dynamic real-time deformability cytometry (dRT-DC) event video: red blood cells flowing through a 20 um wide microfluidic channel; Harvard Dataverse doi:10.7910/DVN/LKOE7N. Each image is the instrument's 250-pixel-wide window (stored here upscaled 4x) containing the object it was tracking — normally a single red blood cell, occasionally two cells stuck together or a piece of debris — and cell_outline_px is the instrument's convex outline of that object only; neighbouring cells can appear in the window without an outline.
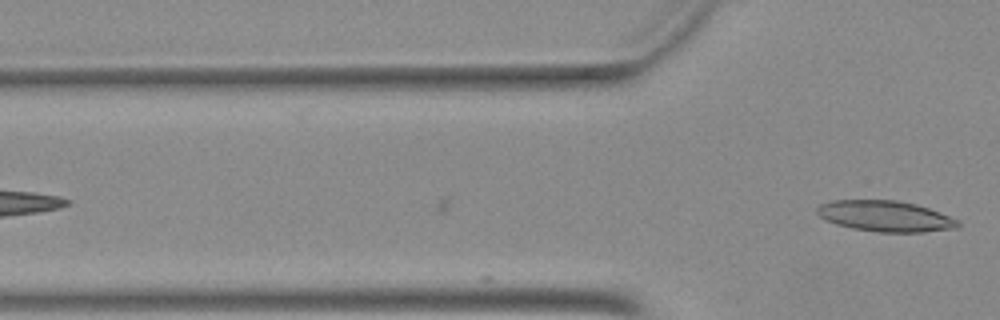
{"species": "Egyptian fruit bat (a non-hibernating species)", "species_latin": "Rousettus aegyptiacus", "temperature_condition": "warm", "stored_images_in_passage": 4, "camera_frame_rate_fps": 3000, "um_per_image_px": 0.085, "animal": {"sex": "female"}, "frame": {"image": 1, "passage_image": 4, "time_ms": 1.0, "image_size_px": [1000, 320], "cell_outline_px": [[960, 224], [956, 228], [924, 232], [880, 232], [852, 228], [836, 224], [820, 216], [816, 212], [816, 208], [820, 204], [832, 200], [896, 200], [916, 204], [928, 208], [960, 220]], "centroid_in_image_um": [75.26, 18.37], "position_along_channel_um": 50.5, "area_um2": 25.26}}